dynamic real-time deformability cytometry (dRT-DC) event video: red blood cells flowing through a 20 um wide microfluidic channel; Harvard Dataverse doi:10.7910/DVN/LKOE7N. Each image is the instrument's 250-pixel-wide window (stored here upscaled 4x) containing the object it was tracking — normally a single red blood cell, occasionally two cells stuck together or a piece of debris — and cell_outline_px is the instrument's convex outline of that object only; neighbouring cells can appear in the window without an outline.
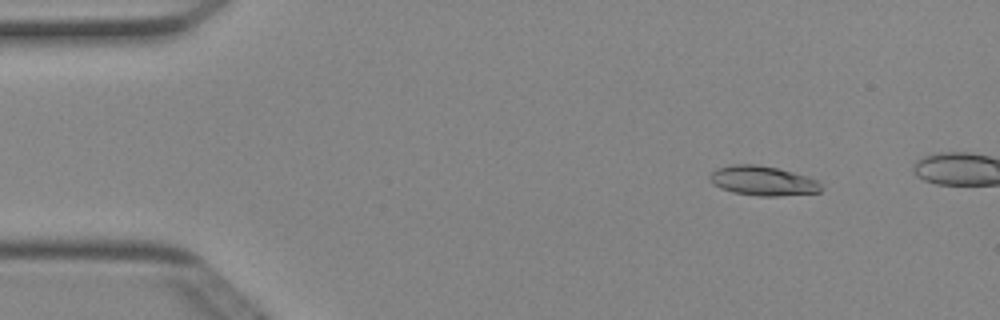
{"species": "Egyptian fruit bat (a non-hibernating species)", "species_latin": "Rousettus aegyptiacus", "temperature_condition": "cold", "stored_images_in_passage": 13, "camera_frame_rate_fps": 3000, "um_per_image_px": 0.085, "animal": {"sex": "female"}, "frame": {"image": 1, "passage_image": 6, "time_ms": 1.667, "image_size_px": [1000, 320], "cell_outline_px": [[824, 188], [820, 192], [776, 196], [760, 196], [732, 192], [720, 188], [712, 184], [708, 176], [716, 168], [732, 164], [756, 164], [776, 168], [808, 176], [820, 180]], "centroid_in_image_um": [64.86, 15.36], "position_along_channel_um": 20.1, "area_um2": 19.42}}